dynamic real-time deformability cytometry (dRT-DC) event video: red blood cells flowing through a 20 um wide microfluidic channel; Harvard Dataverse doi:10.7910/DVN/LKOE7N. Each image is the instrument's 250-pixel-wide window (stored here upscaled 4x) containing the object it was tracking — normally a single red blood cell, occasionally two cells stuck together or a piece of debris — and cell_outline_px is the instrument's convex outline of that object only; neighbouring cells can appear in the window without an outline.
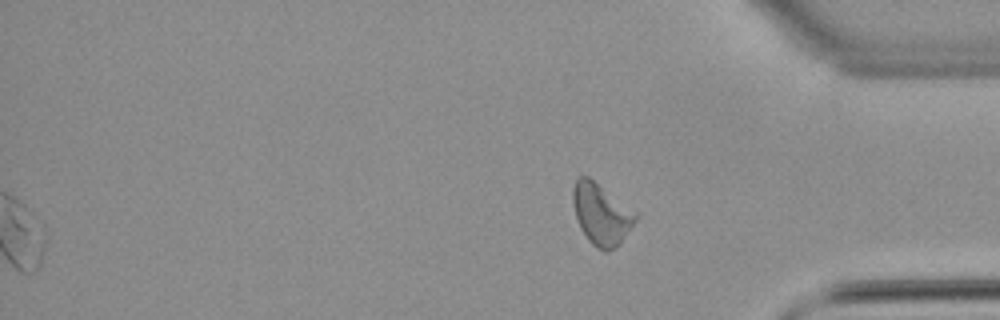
{"species": "common noctule bat (a hibernating species)", "species_latin": "Nyctalus noctula", "temperature_condition": "warm", "stored_images_in_passage": 55, "segment_of_instrument_passage": [2, 2], "camera_frame_rate_fps": 3000, "um_per_image_px": 0.085, "animal": {"sex": "male", "body_mass_g": 21.5, "forearm_length_mm": 52.0}, "frame": {"image": 1, "passage_image": 55, "time_ms": 18.0, "image_size_px": [1000, 320], "cell_outline_px": [[636, 220], [620, 240], [608, 252], [604, 252], [596, 248], [588, 240], [580, 228], [576, 216], [572, 200], [572, 188], [576, 180], [580, 176], [588, 176], [636, 212]], "centroid_in_image_um": [51.06, 18.18], "position_along_channel_um": 384.1, "area_um2": 21.79}}